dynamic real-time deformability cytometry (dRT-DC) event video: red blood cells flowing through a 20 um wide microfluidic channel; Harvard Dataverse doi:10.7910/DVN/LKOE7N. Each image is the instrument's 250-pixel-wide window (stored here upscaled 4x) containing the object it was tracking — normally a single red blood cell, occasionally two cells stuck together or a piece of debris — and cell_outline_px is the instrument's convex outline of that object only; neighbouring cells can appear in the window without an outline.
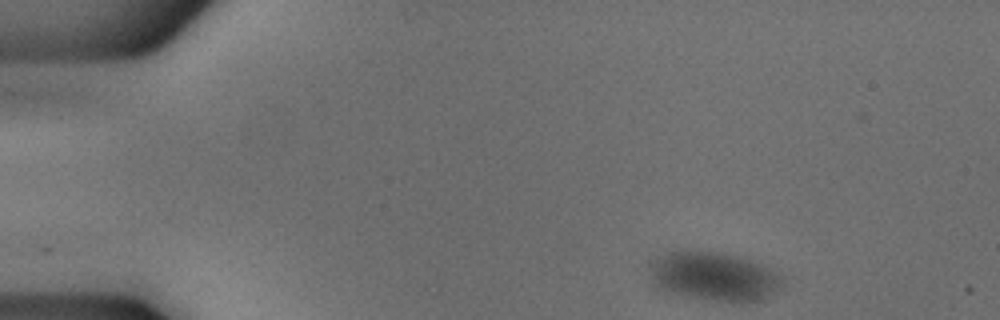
{"species": "common noctule bat (a hibernating species)", "species_latin": "Nyctalus noctula", "temperature_condition": "cold", "stored_images_in_passage": 47, "camera_frame_rate_fps": 3000, "um_per_image_px": 0.085, "animal": {"sex": "male", "body_mass_g": 18.8}, "frame": {"image": 1, "passage_image": 1, "time_ms": 0.0, "image_size_px": [1000, 320], "cell_outline_px": [[784, 284], [772, 296], [764, 300], [744, 304], [740, 304], [708, 300], [684, 296], [660, 288], [652, 284], [652, 268], [656, 260], [668, 252], [720, 252], [740, 256], [752, 260], [772, 268], [784, 276]], "centroid_in_image_um": [60.86, 23.55], "position_along_channel_um": 24.1, "area_um2": 38.15}}
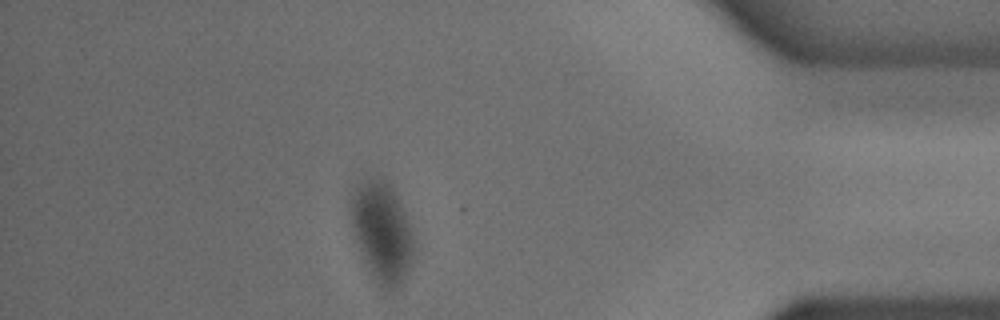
{"frame": {"image": 2, "passage_image": 41, "time_ms": 13.333, "image_size_px": [1000, 320], "cell_outline_px": [[416, 248], [412, 264], [408, 272], [400, 284], [396, 288], [380, 288], [376, 284], [356, 244], [348, 204], [356, 184], [360, 180], [380, 176], [392, 188], [408, 220], [416, 244]], "centroid_in_image_um": [32.46, 19.71], "position_along_channel_um": 402.7, "area_um2": 37.17}}